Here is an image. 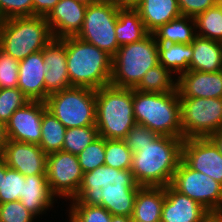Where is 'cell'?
I'll return each mask as SVG.
<instances>
[{
  "mask_svg": "<svg viewBox=\"0 0 222 222\" xmlns=\"http://www.w3.org/2000/svg\"><path fill=\"white\" fill-rule=\"evenodd\" d=\"M138 185L131 170L106 165L83 175L77 195L66 204L99 205L112 215L132 217Z\"/></svg>",
  "mask_w": 222,
  "mask_h": 222,
  "instance_id": "1",
  "label": "cell"
},
{
  "mask_svg": "<svg viewBox=\"0 0 222 222\" xmlns=\"http://www.w3.org/2000/svg\"><path fill=\"white\" fill-rule=\"evenodd\" d=\"M183 138L158 135L132 156L131 172L142 187H166L182 160Z\"/></svg>",
  "mask_w": 222,
  "mask_h": 222,
  "instance_id": "2",
  "label": "cell"
},
{
  "mask_svg": "<svg viewBox=\"0 0 222 222\" xmlns=\"http://www.w3.org/2000/svg\"><path fill=\"white\" fill-rule=\"evenodd\" d=\"M61 40L66 45L67 72L71 87L97 90L110 85L112 56L78 37Z\"/></svg>",
  "mask_w": 222,
  "mask_h": 222,
  "instance_id": "3",
  "label": "cell"
},
{
  "mask_svg": "<svg viewBox=\"0 0 222 222\" xmlns=\"http://www.w3.org/2000/svg\"><path fill=\"white\" fill-rule=\"evenodd\" d=\"M133 113L136 124L147 126L158 135L182 138L178 91L143 93L133 89Z\"/></svg>",
  "mask_w": 222,
  "mask_h": 222,
  "instance_id": "4",
  "label": "cell"
},
{
  "mask_svg": "<svg viewBox=\"0 0 222 222\" xmlns=\"http://www.w3.org/2000/svg\"><path fill=\"white\" fill-rule=\"evenodd\" d=\"M96 128L104 139L123 140L136 124L133 89L113 85L96 90Z\"/></svg>",
  "mask_w": 222,
  "mask_h": 222,
  "instance_id": "5",
  "label": "cell"
},
{
  "mask_svg": "<svg viewBox=\"0 0 222 222\" xmlns=\"http://www.w3.org/2000/svg\"><path fill=\"white\" fill-rule=\"evenodd\" d=\"M53 38L45 17H12L0 26V49L19 61L43 50Z\"/></svg>",
  "mask_w": 222,
  "mask_h": 222,
  "instance_id": "6",
  "label": "cell"
},
{
  "mask_svg": "<svg viewBox=\"0 0 222 222\" xmlns=\"http://www.w3.org/2000/svg\"><path fill=\"white\" fill-rule=\"evenodd\" d=\"M158 64V43L149 33L141 41L119 47L112 57L110 85L134 89L144 74Z\"/></svg>",
  "mask_w": 222,
  "mask_h": 222,
  "instance_id": "7",
  "label": "cell"
},
{
  "mask_svg": "<svg viewBox=\"0 0 222 222\" xmlns=\"http://www.w3.org/2000/svg\"><path fill=\"white\" fill-rule=\"evenodd\" d=\"M45 103L66 129L96 126V90L71 87L50 94Z\"/></svg>",
  "mask_w": 222,
  "mask_h": 222,
  "instance_id": "8",
  "label": "cell"
},
{
  "mask_svg": "<svg viewBox=\"0 0 222 222\" xmlns=\"http://www.w3.org/2000/svg\"><path fill=\"white\" fill-rule=\"evenodd\" d=\"M182 138H206L222 129V98L180 97Z\"/></svg>",
  "mask_w": 222,
  "mask_h": 222,
  "instance_id": "9",
  "label": "cell"
},
{
  "mask_svg": "<svg viewBox=\"0 0 222 222\" xmlns=\"http://www.w3.org/2000/svg\"><path fill=\"white\" fill-rule=\"evenodd\" d=\"M118 12L119 8L110 0L87 5L83 27L77 37L113 57L119 49L115 35Z\"/></svg>",
  "mask_w": 222,
  "mask_h": 222,
  "instance_id": "10",
  "label": "cell"
},
{
  "mask_svg": "<svg viewBox=\"0 0 222 222\" xmlns=\"http://www.w3.org/2000/svg\"><path fill=\"white\" fill-rule=\"evenodd\" d=\"M170 185L202 205L213 216L222 209V184L189 168L182 160Z\"/></svg>",
  "mask_w": 222,
  "mask_h": 222,
  "instance_id": "11",
  "label": "cell"
},
{
  "mask_svg": "<svg viewBox=\"0 0 222 222\" xmlns=\"http://www.w3.org/2000/svg\"><path fill=\"white\" fill-rule=\"evenodd\" d=\"M83 175L76 155L64 151L47 154L48 185L51 193L62 202L60 205L63 208V203H67L77 195Z\"/></svg>",
  "mask_w": 222,
  "mask_h": 222,
  "instance_id": "12",
  "label": "cell"
},
{
  "mask_svg": "<svg viewBox=\"0 0 222 222\" xmlns=\"http://www.w3.org/2000/svg\"><path fill=\"white\" fill-rule=\"evenodd\" d=\"M182 161L189 168L222 184V154L209 137L184 139Z\"/></svg>",
  "mask_w": 222,
  "mask_h": 222,
  "instance_id": "13",
  "label": "cell"
},
{
  "mask_svg": "<svg viewBox=\"0 0 222 222\" xmlns=\"http://www.w3.org/2000/svg\"><path fill=\"white\" fill-rule=\"evenodd\" d=\"M47 110L43 101H29L17 109L6 123L8 140L39 145L43 113Z\"/></svg>",
  "mask_w": 222,
  "mask_h": 222,
  "instance_id": "14",
  "label": "cell"
},
{
  "mask_svg": "<svg viewBox=\"0 0 222 222\" xmlns=\"http://www.w3.org/2000/svg\"><path fill=\"white\" fill-rule=\"evenodd\" d=\"M1 157L24 176L46 175L47 154L39 145L8 140Z\"/></svg>",
  "mask_w": 222,
  "mask_h": 222,
  "instance_id": "15",
  "label": "cell"
},
{
  "mask_svg": "<svg viewBox=\"0 0 222 222\" xmlns=\"http://www.w3.org/2000/svg\"><path fill=\"white\" fill-rule=\"evenodd\" d=\"M213 215L190 197L175 190L170 184L165 187L161 222H207Z\"/></svg>",
  "mask_w": 222,
  "mask_h": 222,
  "instance_id": "16",
  "label": "cell"
},
{
  "mask_svg": "<svg viewBox=\"0 0 222 222\" xmlns=\"http://www.w3.org/2000/svg\"><path fill=\"white\" fill-rule=\"evenodd\" d=\"M87 5L75 0H60L45 17L56 39L77 37L83 27Z\"/></svg>",
  "mask_w": 222,
  "mask_h": 222,
  "instance_id": "17",
  "label": "cell"
},
{
  "mask_svg": "<svg viewBox=\"0 0 222 222\" xmlns=\"http://www.w3.org/2000/svg\"><path fill=\"white\" fill-rule=\"evenodd\" d=\"M43 61L46 67L44 75L46 101L50 94L71 88L65 43L61 39L53 38L43 49Z\"/></svg>",
  "mask_w": 222,
  "mask_h": 222,
  "instance_id": "18",
  "label": "cell"
},
{
  "mask_svg": "<svg viewBox=\"0 0 222 222\" xmlns=\"http://www.w3.org/2000/svg\"><path fill=\"white\" fill-rule=\"evenodd\" d=\"M177 91L179 97L222 98V70H188L177 77Z\"/></svg>",
  "mask_w": 222,
  "mask_h": 222,
  "instance_id": "19",
  "label": "cell"
},
{
  "mask_svg": "<svg viewBox=\"0 0 222 222\" xmlns=\"http://www.w3.org/2000/svg\"><path fill=\"white\" fill-rule=\"evenodd\" d=\"M45 73L43 50L32 53L20 61L17 87L30 101L45 102Z\"/></svg>",
  "mask_w": 222,
  "mask_h": 222,
  "instance_id": "20",
  "label": "cell"
},
{
  "mask_svg": "<svg viewBox=\"0 0 222 222\" xmlns=\"http://www.w3.org/2000/svg\"><path fill=\"white\" fill-rule=\"evenodd\" d=\"M26 209L37 219L48 217V213L56 207H59L58 199L51 193L46 175L25 176L23 183V197L19 199ZM48 212V213H47ZM41 216V217H40Z\"/></svg>",
  "mask_w": 222,
  "mask_h": 222,
  "instance_id": "21",
  "label": "cell"
},
{
  "mask_svg": "<svg viewBox=\"0 0 222 222\" xmlns=\"http://www.w3.org/2000/svg\"><path fill=\"white\" fill-rule=\"evenodd\" d=\"M135 9L150 34L181 16L177 0H143Z\"/></svg>",
  "mask_w": 222,
  "mask_h": 222,
  "instance_id": "22",
  "label": "cell"
},
{
  "mask_svg": "<svg viewBox=\"0 0 222 222\" xmlns=\"http://www.w3.org/2000/svg\"><path fill=\"white\" fill-rule=\"evenodd\" d=\"M189 70L218 72L222 70V42L196 36L192 43Z\"/></svg>",
  "mask_w": 222,
  "mask_h": 222,
  "instance_id": "23",
  "label": "cell"
},
{
  "mask_svg": "<svg viewBox=\"0 0 222 222\" xmlns=\"http://www.w3.org/2000/svg\"><path fill=\"white\" fill-rule=\"evenodd\" d=\"M165 187H141L135 198L132 220L161 222Z\"/></svg>",
  "mask_w": 222,
  "mask_h": 222,
  "instance_id": "24",
  "label": "cell"
},
{
  "mask_svg": "<svg viewBox=\"0 0 222 222\" xmlns=\"http://www.w3.org/2000/svg\"><path fill=\"white\" fill-rule=\"evenodd\" d=\"M115 35L120 46L141 41L149 33L136 9L119 8Z\"/></svg>",
  "mask_w": 222,
  "mask_h": 222,
  "instance_id": "25",
  "label": "cell"
},
{
  "mask_svg": "<svg viewBox=\"0 0 222 222\" xmlns=\"http://www.w3.org/2000/svg\"><path fill=\"white\" fill-rule=\"evenodd\" d=\"M193 55L191 44L158 43L159 64L176 77L189 70Z\"/></svg>",
  "mask_w": 222,
  "mask_h": 222,
  "instance_id": "26",
  "label": "cell"
},
{
  "mask_svg": "<svg viewBox=\"0 0 222 222\" xmlns=\"http://www.w3.org/2000/svg\"><path fill=\"white\" fill-rule=\"evenodd\" d=\"M157 43L191 44L196 37L194 18L180 16L163 24L154 33Z\"/></svg>",
  "mask_w": 222,
  "mask_h": 222,
  "instance_id": "27",
  "label": "cell"
},
{
  "mask_svg": "<svg viewBox=\"0 0 222 222\" xmlns=\"http://www.w3.org/2000/svg\"><path fill=\"white\" fill-rule=\"evenodd\" d=\"M143 93H168L177 90V77L163 65L149 69L134 88Z\"/></svg>",
  "mask_w": 222,
  "mask_h": 222,
  "instance_id": "28",
  "label": "cell"
},
{
  "mask_svg": "<svg viewBox=\"0 0 222 222\" xmlns=\"http://www.w3.org/2000/svg\"><path fill=\"white\" fill-rule=\"evenodd\" d=\"M39 147L46 153L62 151L66 127L48 110L43 113Z\"/></svg>",
  "mask_w": 222,
  "mask_h": 222,
  "instance_id": "29",
  "label": "cell"
},
{
  "mask_svg": "<svg viewBox=\"0 0 222 222\" xmlns=\"http://www.w3.org/2000/svg\"><path fill=\"white\" fill-rule=\"evenodd\" d=\"M196 36L222 42V9L220 5L207 9L195 18Z\"/></svg>",
  "mask_w": 222,
  "mask_h": 222,
  "instance_id": "30",
  "label": "cell"
},
{
  "mask_svg": "<svg viewBox=\"0 0 222 222\" xmlns=\"http://www.w3.org/2000/svg\"><path fill=\"white\" fill-rule=\"evenodd\" d=\"M66 209L60 206L69 222H111L112 214L99 205L64 204ZM68 209V210H67ZM68 216V217H67Z\"/></svg>",
  "mask_w": 222,
  "mask_h": 222,
  "instance_id": "31",
  "label": "cell"
},
{
  "mask_svg": "<svg viewBox=\"0 0 222 222\" xmlns=\"http://www.w3.org/2000/svg\"><path fill=\"white\" fill-rule=\"evenodd\" d=\"M98 137L99 133L96 126L66 129L62 151L78 156Z\"/></svg>",
  "mask_w": 222,
  "mask_h": 222,
  "instance_id": "32",
  "label": "cell"
},
{
  "mask_svg": "<svg viewBox=\"0 0 222 222\" xmlns=\"http://www.w3.org/2000/svg\"><path fill=\"white\" fill-rule=\"evenodd\" d=\"M133 153L124 140L105 139V165L118 170H131Z\"/></svg>",
  "mask_w": 222,
  "mask_h": 222,
  "instance_id": "33",
  "label": "cell"
},
{
  "mask_svg": "<svg viewBox=\"0 0 222 222\" xmlns=\"http://www.w3.org/2000/svg\"><path fill=\"white\" fill-rule=\"evenodd\" d=\"M23 183L25 176L6 165L5 176H2L0 204L17 201L23 197Z\"/></svg>",
  "mask_w": 222,
  "mask_h": 222,
  "instance_id": "34",
  "label": "cell"
},
{
  "mask_svg": "<svg viewBox=\"0 0 222 222\" xmlns=\"http://www.w3.org/2000/svg\"><path fill=\"white\" fill-rule=\"evenodd\" d=\"M30 100L18 88H0V121L6 124L13 113Z\"/></svg>",
  "mask_w": 222,
  "mask_h": 222,
  "instance_id": "35",
  "label": "cell"
},
{
  "mask_svg": "<svg viewBox=\"0 0 222 222\" xmlns=\"http://www.w3.org/2000/svg\"><path fill=\"white\" fill-rule=\"evenodd\" d=\"M77 157L84 173L105 165V139L99 136Z\"/></svg>",
  "mask_w": 222,
  "mask_h": 222,
  "instance_id": "36",
  "label": "cell"
},
{
  "mask_svg": "<svg viewBox=\"0 0 222 222\" xmlns=\"http://www.w3.org/2000/svg\"><path fill=\"white\" fill-rule=\"evenodd\" d=\"M40 222L20 200L0 204V222Z\"/></svg>",
  "mask_w": 222,
  "mask_h": 222,
  "instance_id": "37",
  "label": "cell"
},
{
  "mask_svg": "<svg viewBox=\"0 0 222 222\" xmlns=\"http://www.w3.org/2000/svg\"><path fill=\"white\" fill-rule=\"evenodd\" d=\"M19 60L0 49V87L15 88L18 85Z\"/></svg>",
  "mask_w": 222,
  "mask_h": 222,
  "instance_id": "38",
  "label": "cell"
},
{
  "mask_svg": "<svg viewBox=\"0 0 222 222\" xmlns=\"http://www.w3.org/2000/svg\"><path fill=\"white\" fill-rule=\"evenodd\" d=\"M158 136L154 131L147 126L135 124L126 137L123 139L132 153H135L148 143H152Z\"/></svg>",
  "mask_w": 222,
  "mask_h": 222,
  "instance_id": "39",
  "label": "cell"
},
{
  "mask_svg": "<svg viewBox=\"0 0 222 222\" xmlns=\"http://www.w3.org/2000/svg\"><path fill=\"white\" fill-rule=\"evenodd\" d=\"M33 16L32 0H0V18Z\"/></svg>",
  "mask_w": 222,
  "mask_h": 222,
  "instance_id": "40",
  "label": "cell"
},
{
  "mask_svg": "<svg viewBox=\"0 0 222 222\" xmlns=\"http://www.w3.org/2000/svg\"><path fill=\"white\" fill-rule=\"evenodd\" d=\"M177 3L181 15L191 18H195L217 4L215 0H177Z\"/></svg>",
  "mask_w": 222,
  "mask_h": 222,
  "instance_id": "41",
  "label": "cell"
},
{
  "mask_svg": "<svg viewBox=\"0 0 222 222\" xmlns=\"http://www.w3.org/2000/svg\"><path fill=\"white\" fill-rule=\"evenodd\" d=\"M60 0H32L33 16L46 17Z\"/></svg>",
  "mask_w": 222,
  "mask_h": 222,
  "instance_id": "42",
  "label": "cell"
},
{
  "mask_svg": "<svg viewBox=\"0 0 222 222\" xmlns=\"http://www.w3.org/2000/svg\"><path fill=\"white\" fill-rule=\"evenodd\" d=\"M118 8H131L135 9L143 0H110Z\"/></svg>",
  "mask_w": 222,
  "mask_h": 222,
  "instance_id": "43",
  "label": "cell"
},
{
  "mask_svg": "<svg viewBox=\"0 0 222 222\" xmlns=\"http://www.w3.org/2000/svg\"><path fill=\"white\" fill-rule=\"evenodd\" d=\"M7 141H8V137L6 133V124L0 121V156L4 152Z\"/></svg>",
  "mask_w": 222,
  "mask_h": 222,
  "instance_id": "44",
  "label": "cell"
},
{
  "mask_svg": "<svg viewBox=\"0 0 222 222\" xmlns=\"http://www.w3.org/2000/svg\"><path fill=\"white\" fill-rule=\"evenodd\" d=\"M209 138L215 143L222 154V129L212 134Z\"/></svg>",
  "mask_w": 222,
  "mask_h": 222,
  "instance_id": "45",
  "label": "cell"
},
{
  "mask_svg": "<svg viewBox=\"0 0 222 222\" xmlns=\"http://www.w3.org/2000/svg\"><path fill=\"white\" fill-rule=\"evenodd\" d=\"M111 222H132V217L112 215Z\"/></svg>",
  "mask_w": 222,
  "mask_h": 222,
  "instance_id": "46",
  "label": "cell"
},
{
  "mask_svg": "<svg viewBox=\"0 0 222 222\" xmlns=\"http://www.w3.org/2000/svg\"><path fill=\"white\" fill-rule=\"evenodd\" d=\"M6 173V163L4 159L0 156V189L2 183V176H5Z\"/></svg>",
  "mask_w": 222,
  "mask_h": 222,
  "instance_id": "47",
  "label": "cell"
},
{
  "mask_svg": "<svg viewBox=\"0 0 222 222\" xmlns=\"http://www.w3.org/2000/svg\"><path fill=\"white\" fill-rule=\"evenodd\" d=\"M75 1L84 3L86 5H90V4L97 3V2L102 1V0H75Z\"/></svg>",
  "mask_w": 222,
  "mask_h": 222,
  "instance_id": "48",
  "label": "cell"
},
{
  "mask_svg": "<svg viewBox=\"0 0 222 222\" xmlns=\"http://www.w3.org/2000/svg\"><path fill=\"white\" fill-rule=\"evenodd\" d=\"M219 222H222V209L215 215Z\"/></svg>",
  "mask_w": 222,
  "mask_h": 222,
  "instance_id": "49",
  "label": "cell"
},
{
  "mask_svg": "<svg viewBox=\"0 0 222 222\" xmlns=\"http://www.w3.org/2000/svg\"><path fill=\"white\" fill-rule=\"evenodd\" d=\"M207 222H219L215 216L211 217Z\"/></svg>",
  "mask_w": 222,
  "mask_h": 222,
  "instance_id": "50",
  "label": "cell"
},
{
  "mask_svg": "<svg viewBox=\"0 0 222 222\" xmlns=\"http://www.w3.org/2000/svg\"><path fill=\"white\" fill-rule=\"evenodd\" d=\"M216 3L219 5V4H222V0H215Z\"/></svg>",
  "mask_w": 222,
  "mask_h": 222,
  "instance_id": "51",
  "label": "cell"
},
{
  "mask_svg": "<svg viewBox=\"0 0 222 222\" xmlns=\"http://www.w3.org/2000/svg\"><path fill=\"white\" fill-rule=\"evenodd\" d=\"M132 222H145V221L132 220Z\"/></svg>",
  "mask_w": 222,
  "mask_h": 222,
  "instance_id": "52",
  "label": "cell"
}]
</instances>
